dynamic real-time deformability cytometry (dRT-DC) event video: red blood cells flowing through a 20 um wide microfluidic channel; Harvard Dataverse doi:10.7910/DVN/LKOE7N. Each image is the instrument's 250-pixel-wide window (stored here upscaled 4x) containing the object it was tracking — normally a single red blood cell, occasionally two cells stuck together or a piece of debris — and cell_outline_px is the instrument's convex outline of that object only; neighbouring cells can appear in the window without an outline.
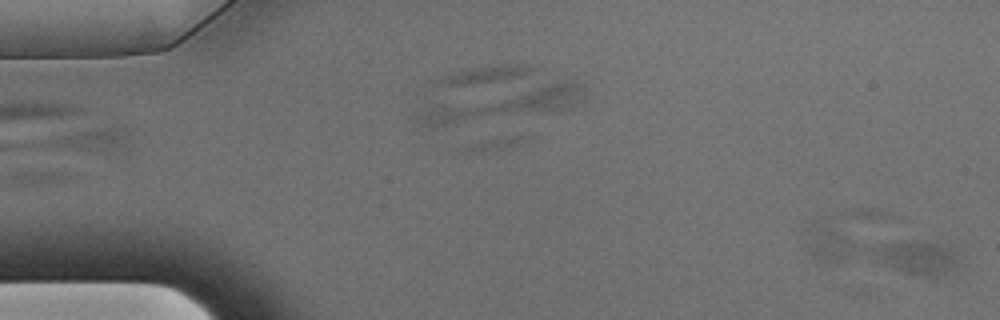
{"species": "Egyptian fruit bat (a non-hibernating species)", "species_latin": "Rousettus aegyptiacus", "temperature_condition": "warm", "stored_images_in_passage": 2, "camera_frame_rate_fps": 3000, "um_per_image_px": 0.085, "animal": {"sex": "male"}, "frame": {"image": 1, "passage_image": 2, "time_ms": 0.333, "image_size_px": [1000, 320], "cell_outline_px": [[956, 264], [952, 268], [936, 276], [924, 276], [904, 272], [896, 268], [872, 252], [872, 248], [880, 244], [908, 240], [936, 244], [948, 248], [956, 252]], "centroid_in_image_um": [77.96, 21.86], "position_along_channel_um": 7.0, "area_um2": 15.43}}